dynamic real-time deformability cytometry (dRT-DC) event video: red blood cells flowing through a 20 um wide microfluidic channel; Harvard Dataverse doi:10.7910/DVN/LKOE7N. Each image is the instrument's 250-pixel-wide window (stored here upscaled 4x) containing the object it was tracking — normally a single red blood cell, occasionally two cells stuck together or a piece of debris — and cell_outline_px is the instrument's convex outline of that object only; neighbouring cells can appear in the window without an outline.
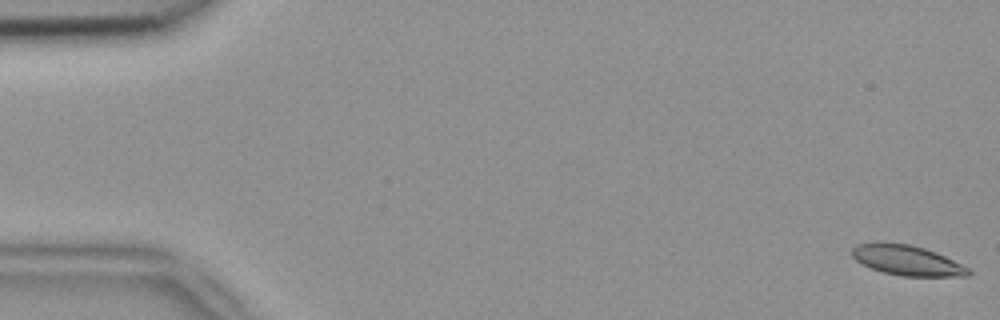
{"species": "common noctule bat (a hibernating species)", "species_latin": "Nyctalus noctula", "temperature_condition": "room temperature", "stored_images_in_passage": 4, "camera_frame_rate_fps": 3000, "um_per_image_px": 0.085, "animal": {"sex": "female", "body_mass_g": 18.4}, "frame": {"image": 1, "passage_image": 1, "time_ms": 0.0, "image_size_px": [1000, 320], "cell_outline_px": [[972, 272], [968, 276], [900, 276], [884, 272], [872, 268], [856, 260], [852, 256], [852, 248], [856, 244], [908, 244], [924, 248], [936, 252], [968, 268]], "centroid_in_image_um": [77.13, 22.15], "position_along_channel_um": 7.9, "area_um2": 19.77}}
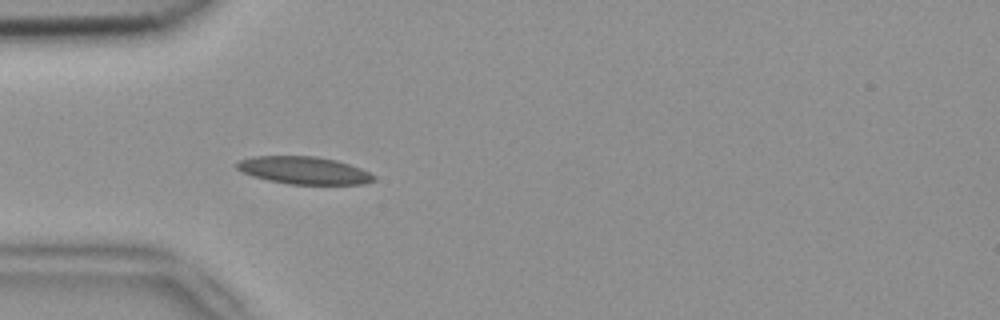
{"frame": {"image": 2, "passage_image": 4, "time_ms": 1.0, "image_size_px": [1000, 320], "cell_outline_px": [[376, 180], [364, 184], [288, 184], [268, 180], [252, 176], [236, 168], [236, 164], [240, 160], [252, 156], [316, 156], [336, 160], [360, 168], [376, 176]], "centroid_in_image_um": [25.84, 14.48], "position_along_channel_um": 59.2, "area_um2": 21.91}}